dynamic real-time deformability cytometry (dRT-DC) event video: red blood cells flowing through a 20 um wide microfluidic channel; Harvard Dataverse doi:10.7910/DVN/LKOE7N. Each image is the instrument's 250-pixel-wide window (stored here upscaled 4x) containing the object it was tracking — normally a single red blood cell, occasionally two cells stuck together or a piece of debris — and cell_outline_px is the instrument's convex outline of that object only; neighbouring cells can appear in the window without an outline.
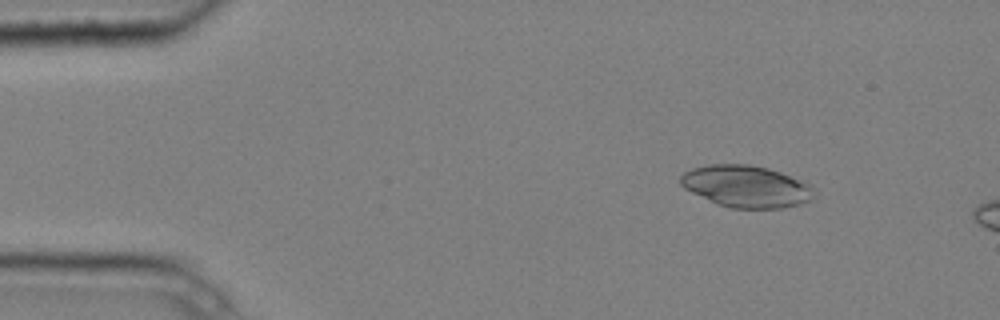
{"species": "common noctule bat (a hibernating species)", "species_latin": "Nyctalus noctula", "temperature_condition": "cold", "stored_images_in_passage": 4, "camera_frame_rate_fps": 3000, "um_per_image_px": 0.085, "animal": {"sex": "male", "body_mass_g": 20.4}, "frame": {"image": 1, "passage_image": 1, "time_ms": 0.0, "image_size_px": [1000, 320], "cell_outline_px": [[816, 196], [812, 200], [800, 204], [784, 208], [732, 208], [720, 204], [692, 192], [684, 188], [680, 184], [680, 176], [684, 172], [692, 168], [708, 164], [748, 164], [768, 168], [780, 172], [812, 184], [816, 192]], "centroid_in_image_um": [63.49, 15.83], "position_along_channel_um": 21.5, "area_um2": 32.71}}
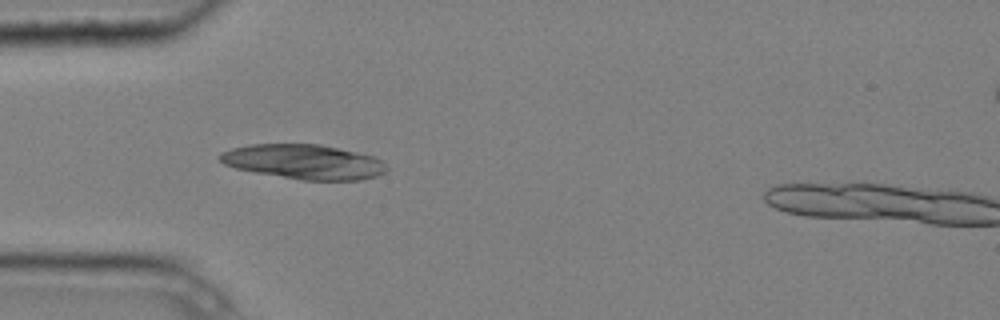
{"frame": {"image": 2, "passage_image": 3, "time_ms": 0.667, "image_size_px": [1000, 320], "cell_outline_px": [[388, 168], [384, 172], [376, 176], [360, 180], [304, 180], [256, 172], [236, 168], [224, 164], [220, 160], [220, 152], [232, 148], [248, 144], [320, 144], [356, 152], [372, 156], [380, 160]], "centroid_in_image_um": [25.81, 13.74], "position_along_channel_um": 59.2, "area_um2": 33.35}}